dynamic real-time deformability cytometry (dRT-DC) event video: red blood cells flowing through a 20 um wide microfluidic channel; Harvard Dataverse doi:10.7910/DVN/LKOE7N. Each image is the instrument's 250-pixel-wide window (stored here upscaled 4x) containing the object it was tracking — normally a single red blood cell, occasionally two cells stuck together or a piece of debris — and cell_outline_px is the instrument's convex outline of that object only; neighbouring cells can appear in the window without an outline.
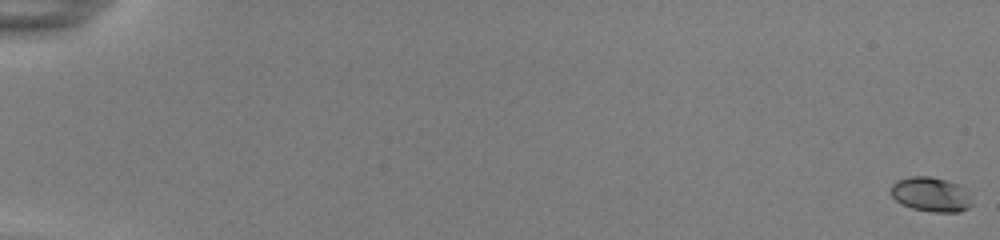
{"species": "common noctule bat (a hibernating species)", "species_latin": "Nyctalus noctula", "temperature_condition": "room temperature", "stored_images_in_passage": 56, "segment_of_instrument_passage": [1, 2], "camera_frame_rate_fps": 3000, "um_per_image_px": 0.085, "animal": {"sex": "female", "body_mass_g": 22.0, "forearm_length_mm": 56.7}, "frame": {"image": 1, "passage_image": 1, "time_ms": 0.0, "image_size_px": [1000, 240], "cell_outline_px": [[972, 204], [968, 208], [960, 212], [932, 212], [912, 208], [896, 200], [892, 196], [892, 184], [896, 180], [908, 176], [932, 176], [960, 184], [968, 188], [972, 200]], "centroid_in_image_um": [79.19, 16.51], "position_along_channel_um": 5.8, "area_um2": 16.65}}
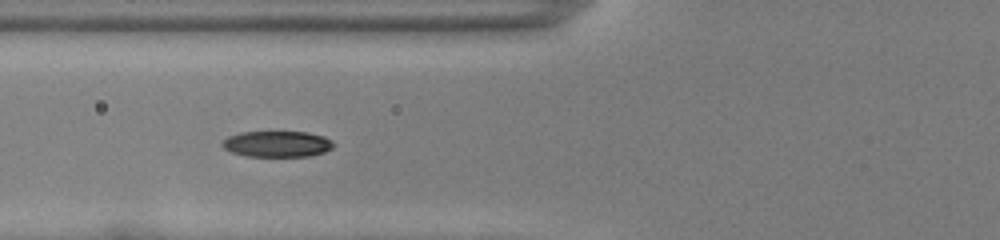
{"frame": {"image": 2, "passage_image": 24, "time_ms": 7.667, "image_size_px": [1000, 240], "cell_outline_px": [[336, 144], [332, 148], [324, 152], [312, 156], [248, 156], [232, 152], [224, 148], [220, 144], [228, 136], [240, 132], [308, 132], [324, 136], [332, 140]], "centroid_in_image_um": [23.59, 12.23], "position_along_channel_um": 102.2, "area_um2": 16.94}}
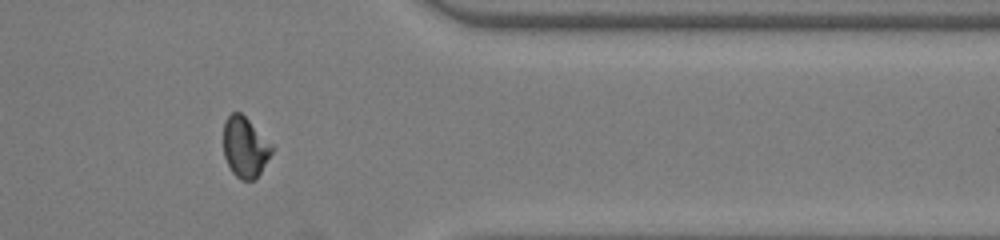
{"frame": {"image": 3, "passage_image": 47, "time_ms": 15.333, "image_size_px": [1000, 240], "cell_outline_px": [[276, 148], [256, 180], [240, 180], [232, 172], [224, 156], [224, 120], [232, 112], [240, 112]], "centroid_in_image_um": [20.85, 12.54], "position_along_channel_um": 390.5, "area_um2": 17.17}}